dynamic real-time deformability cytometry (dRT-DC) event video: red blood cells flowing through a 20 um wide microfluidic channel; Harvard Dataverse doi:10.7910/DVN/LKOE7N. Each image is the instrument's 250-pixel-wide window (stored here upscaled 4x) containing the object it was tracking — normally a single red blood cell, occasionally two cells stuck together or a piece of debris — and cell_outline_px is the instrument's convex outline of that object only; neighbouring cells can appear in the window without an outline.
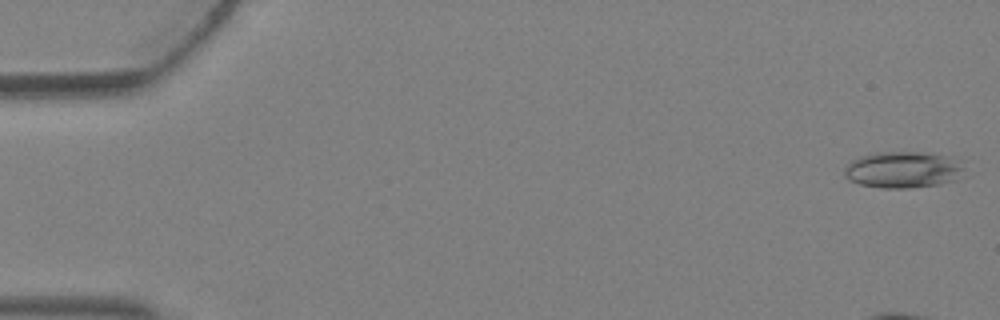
{"species": "Egyptian fruit bat (a non-hibernating species)", "species_latin": "Rousettus aegyptiacus", "temperature_condition": "warm", "stored_images_in_passage": 4, "camera_frame_rate_fps": 3000, "um_per_image_px": 0.085, "animal": {"sex": "female"}, "frame": {"image": 1, "passage_image": 1, "time_ms": 0.0, "image_size_px": [1000, 320], "cell_outline_px": [[964, 168], [960, 180], [940, 184], [912, 188], [880, 188], [860, 184], [848, 180], [844, 176], [844, 168], [852, 160], [860, 156], [876, 152], [920, 152], [944, 156]], "centroid_in_image_um": [76.7, 14.45], "position_along_channel_um": 8.3, "area_um2": 25.37}}